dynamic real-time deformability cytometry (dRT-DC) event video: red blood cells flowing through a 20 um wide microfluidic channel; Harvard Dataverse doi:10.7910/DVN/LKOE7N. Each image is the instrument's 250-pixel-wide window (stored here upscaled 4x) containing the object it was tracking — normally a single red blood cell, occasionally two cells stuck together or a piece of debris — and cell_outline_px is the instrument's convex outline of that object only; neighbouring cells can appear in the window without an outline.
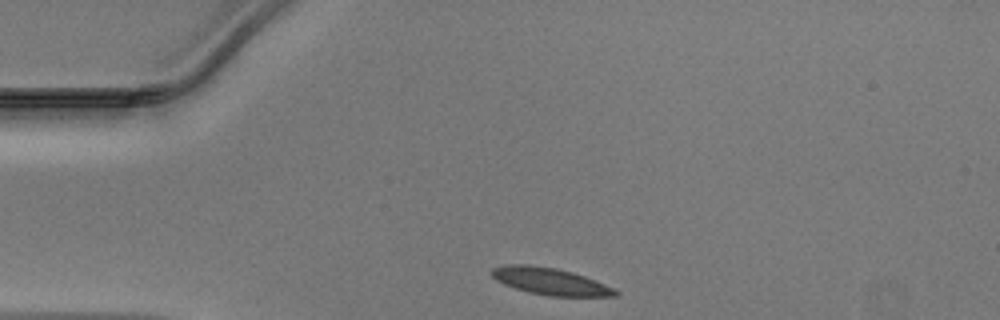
{"species": "Egyptian fruit bat (a non-hibernating species)", "species_latin": "Rousettus aegyptiacus", "temperature_condition": "warm", "stored_images_in_passage": 30, "camera_frame_rate_fps": 3000, "um_per_image_px": 0.085, "animal": {"sex": "male"}, "frame": {"image": 1, "passage_image": 1, "time_ms": 0.0, "image_size_px": [1000, 320], "cell_outline_px": [[620, 292], [616, 296], [548, 296], [528, 292], [504, 284], [496, 280], [492, 276], [492, 268], [504, 264], [528, 264], [556, 268], [572, 272], [596, 280]], "centroid_in_image_um": [46.75, 23.9], "position_along_channel_um": 38.3, "area_um2": 19.36}}
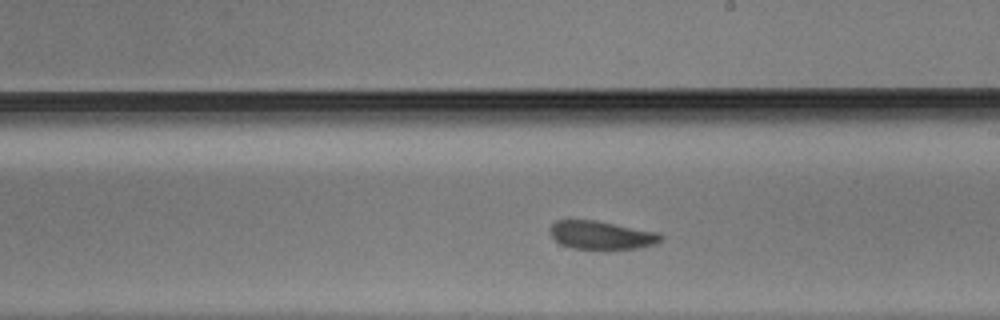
{"frame": {"image": 2, "passage_image": 18, "time_ms": 5.667, "image_size_px": [1000, 320], "cell_outline_px": [[664, 236], [656, 244], [636, 248], [572, 248], [560, 244], [552, 236], [548, 228], [556, 220], [596, 220], [656, 232]], "centroid_in_image_um": [51.08, 19.97], "position_along_channel_um": 237.9, "area_um2": 17.98}}
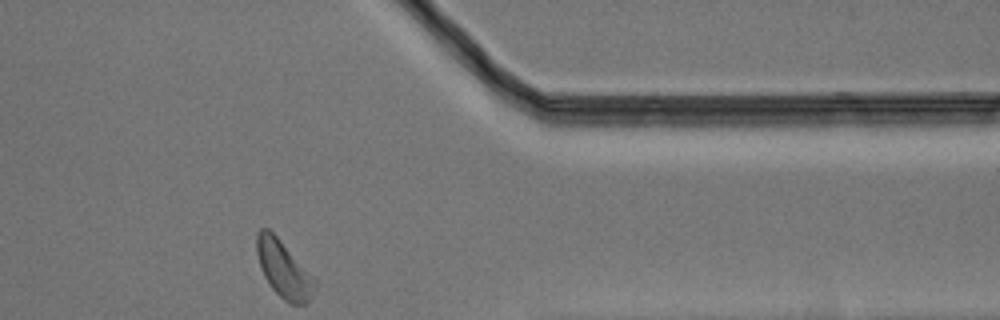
{"frame": {"image": 3, "passage_image": 30, "time_ms": 9.667, "image_size_px": [1000, 320], "cell_outline_px": [[316, 284], [312, 296], [304, 304], [292, 304], [284, 300], [272, 288], [264, 276], [260, 268], [256, 252], [256, 236], [260, 228], [268, 228], [280, 240], [316, 280]], "centroid_in_image_um": [24.08, 22.88], "position_along_channel_um": 387.3, "area_um2": 18.9}}